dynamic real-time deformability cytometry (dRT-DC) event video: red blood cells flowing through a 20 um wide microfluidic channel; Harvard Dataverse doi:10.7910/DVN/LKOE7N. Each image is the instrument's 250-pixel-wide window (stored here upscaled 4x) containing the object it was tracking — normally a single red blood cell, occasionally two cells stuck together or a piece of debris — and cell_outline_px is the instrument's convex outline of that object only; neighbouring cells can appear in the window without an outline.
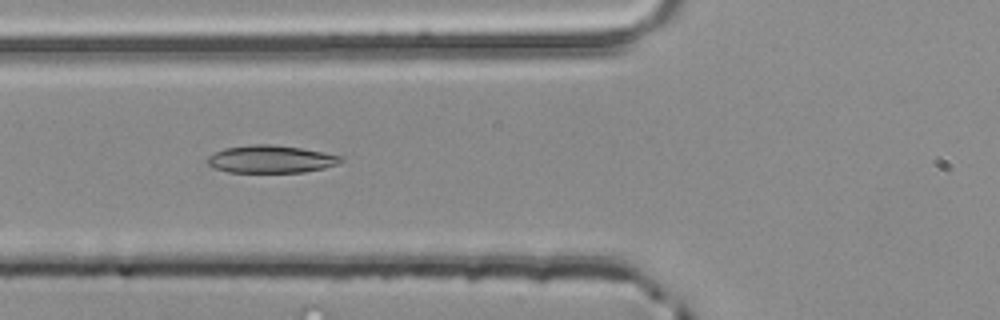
{"species": "common noctule bat (a hibernating species)", "species_latin": "Nyctalus noctula", "temperature_condition": "room temperature", "stored_images_in_passage": 41, "camera_frame_rate_fps": 3000, "um_per_image_px": 0.085, "animal": {"sex": "male", "body_mass_g": 20.4}, "frame": {"image": 1, "passage_image": 8, "time_ms": 2.333, "image_size_px": [1000, 320], "cell_outline_px": [[344, 160], [336, 164], [324, 168], [304, 172], [228, 172], [212, 168], [208, 164], [208, 156], [224, 148], [248, 144], [272, 144], [300, 148], [344, 156]], "centroid_in_image_um": [23.01, 13.52], "position_along_channel_um": 102.8, "area_um2": 21.5}}
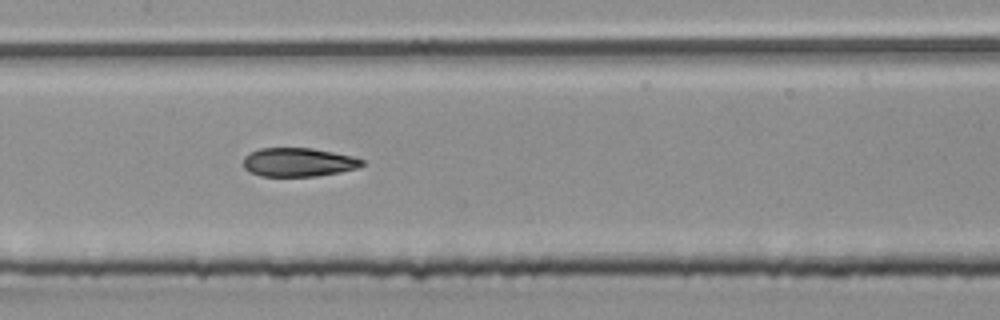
{"frame": {"image": 2, "passage_image": 14, "time_ms": 4.333, "image_size_px": [1000, 320], "cell_outline_px": [[364, 164], [356, 168], [340, 172], [316, 176], [260, 176], [248, 172], [244, 168], [244, 156], [248, 152], [260, 148], [312, 148], [356, 156], [364, 160]], "centroid_in_image_um": [25.35, 13.78], "position_along_channel_um": 182.0, "area_um2": 20.11}}
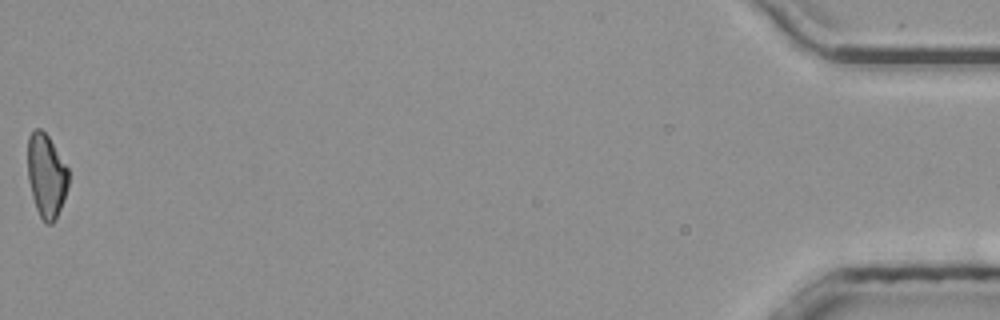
{"frame": {"image": 3, "passage_image": 41, "time_ms": 13.333, "image_size_px": [1000, 320], "cell_outline_px": [[68, 188], [64, 200], [56, 220], [52, 224], [44, 224], [36, 208], [32, 196], [28, 180], [28, 136], [36, 128], [40, 128], [48, 136], [68, 168]], "centroid_in_image_um": [3.94, 14.97], "position_along_channel_um": 431.3, "area_um2": 19.94}, "authors_computed_cell_mechanics": {"area_um2": 20.6346, "velocity_mm_per_s": 3.9363, "shape_relaxation_time_tau1_ms": 11.2191, "shape_relaxation_time_tau2_ms": 3.554, "deformation_change_tau1": 0.2823, "deformation_change_tau2": 0.1016}}